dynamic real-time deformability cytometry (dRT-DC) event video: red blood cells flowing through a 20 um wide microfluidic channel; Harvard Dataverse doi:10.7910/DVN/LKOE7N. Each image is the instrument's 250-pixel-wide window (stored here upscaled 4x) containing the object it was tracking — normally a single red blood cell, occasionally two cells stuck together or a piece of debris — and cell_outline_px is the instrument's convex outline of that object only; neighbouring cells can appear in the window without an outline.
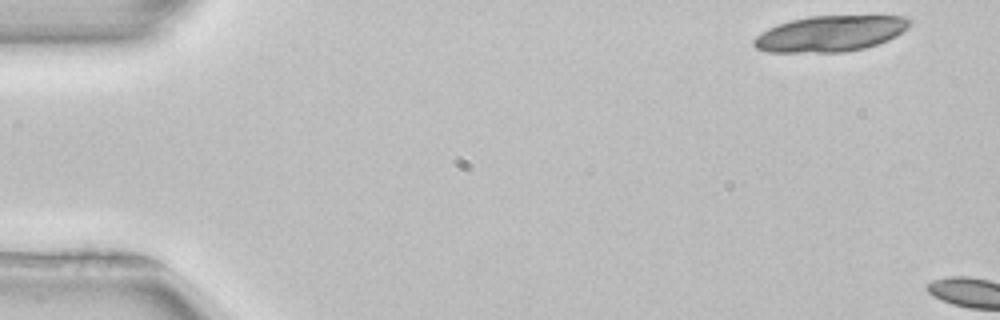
{"species": "common noctule bat (a hibernating species)", "species_latin": "Nyctalus noctula", "temperature_condition": "room temperature", "stored_images_in_passage": 4, "camera_frame_rate_fps": 3000, "um_per_image_px": 0.085, "animal": {"sex": "female", "body_mass_g": 22.7, "forearm_length_mm": 54.2}, "frame": {"image": 1, "passage_image": 1, "time_ms": 0.0, "image_size_px": [1000, 320], "cell_outline_px": [[912, 20], [908, 28], [896, 36], [888, 40], [864, 48], [844, 52], [768, 52], [756, 48], [752, 44], [752, 40], [756, 36], [768, 28], [792, 20], [812, 16], [908, 16]], "centroid_in_image_um": [70.58, 2.86], "position_along_channel_um": 14.4, "area_um2": 32.48}}